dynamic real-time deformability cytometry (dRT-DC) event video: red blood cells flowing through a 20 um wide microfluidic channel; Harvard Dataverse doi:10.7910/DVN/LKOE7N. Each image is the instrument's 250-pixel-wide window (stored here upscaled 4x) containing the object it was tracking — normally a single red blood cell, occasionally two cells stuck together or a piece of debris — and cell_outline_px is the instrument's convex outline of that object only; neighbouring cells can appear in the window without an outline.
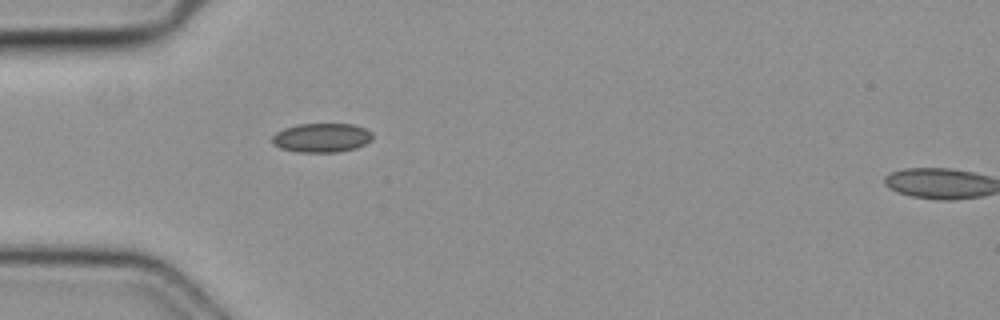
{"species": "common noctule bat (a hibernating species)", "species_latin": "Nyctalus noctula", "temperature_condition": "cold", "stored_images_in_passage": 38, "camera_frame_rate_fps": 3000, "um_per_image_px": 0.085, "animal": {"sex": "female", "body_mass_g": 19.3, "forearm_length_mm": 54.1}, "frame": {"image": 1, "passage_image": 1, "time_ms": 0.0, "image_size_px": [1000, 320], "cell_outline_px": [[372, 140], [356, 148], [336, 152], [296, 152], [280, 148], [272, 144], [272, 136], [276, 132], [284, 128], [300, 124], [352, 124], [364, 128], [372, 132]], "centroid_in_image_um": [27.32, 11.71], "position_along_channel_um": 57.7, "area_um2": 17.05}}
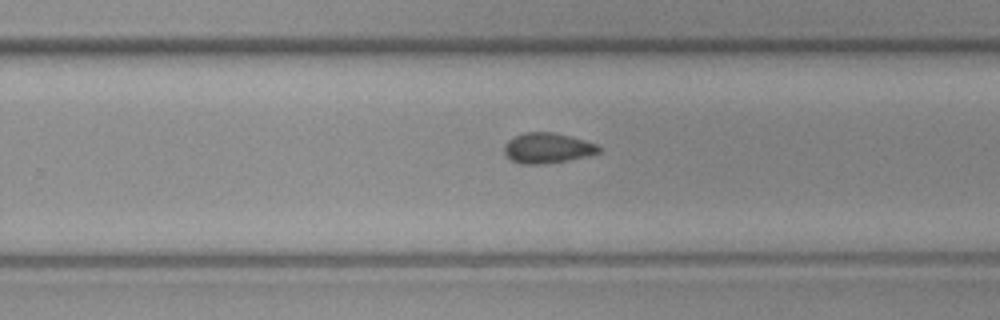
{"frame": {"image": 2, "passage_image": 19, "time_ms": 6.0, "image_size_px": [1000, 320], "cell_outline_px": [[600, 152], [568, 160], [544, 164], [520, 164], [512, 160], [504, 152], [504, 144], [508, 140], [524, 132], [556, 132], [584, 140], [596, 144], [600, 148]], "centroid_in_image_um": [46.5, 12.58], "position_along_channel_um": 283.3, "area_um2": 16.59}}
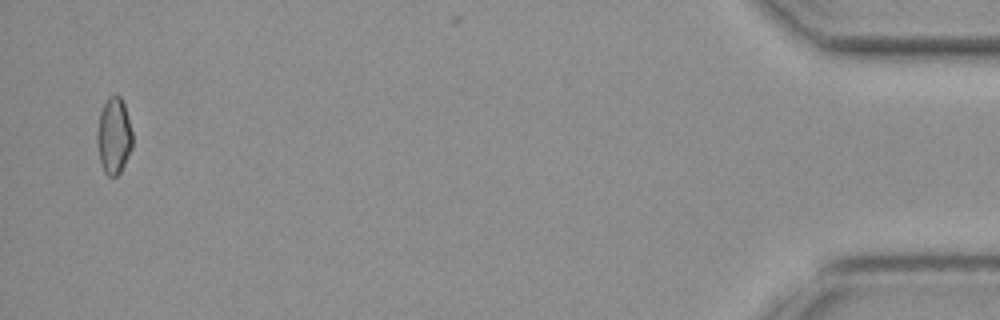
{"frame": {"image": 3, "passage_image": 37, "time_ms": 12.0, "image_size_px": [1000, 320], "cell_outline_px": [[132, 148], [120, 172], [116, 176], [108, 176], [104, 172], [100, 160], [96, 144], [96, 132], [100, 112], [108, 96], [120, 96], [124, 104], [132, 132]], "centroid_in_image_um": [9.66, 11.56], "position_along_channel_um": 425.5, "area_um2": 15.72}}